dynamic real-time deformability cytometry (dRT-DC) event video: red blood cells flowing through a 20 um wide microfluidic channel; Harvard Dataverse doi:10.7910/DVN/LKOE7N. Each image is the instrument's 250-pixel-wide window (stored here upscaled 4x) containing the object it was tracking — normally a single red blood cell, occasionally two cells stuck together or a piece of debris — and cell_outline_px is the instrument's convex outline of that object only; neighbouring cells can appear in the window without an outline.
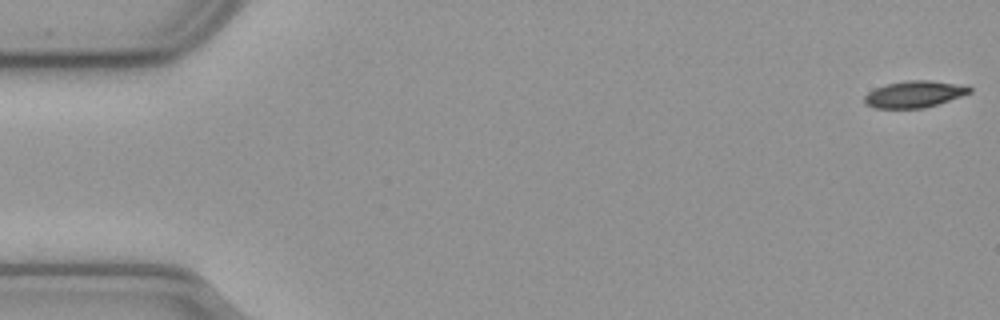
{"species": "common noctule bat (a hibernating species)", "species_latin": "Nyctalus noctula", "temperature_condition": "cold", "stored_images_in_passage": 56, "camera_frame_rate_fps": 3000, "um_per_image_px": 0.085, "animal": {"sex": "male", "body_mass_g": 23.1, "forearm_length_mm": 52.7}, "frame": {"image": 1, "passage_image": 1, "time_ms": 0.0, "image_size_px": [1000, 320], "cell_outline_px": [[972, 92], [924, 108], [876, 108], [868, 104], [864, 100], [864, 96], [868, 92], [876, 88], [888, 84], [904, 80], [928, 80], [968, 84], [972, 88]], "centroid_in_image_um": [77.78, 7.98], "position_along_channel_um": 7.2, "area_um2": 16.3}}
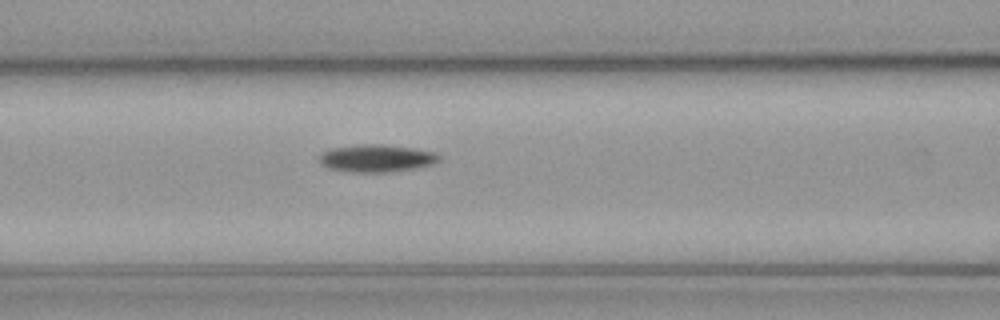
{"frame": {"image": 2, "passage_image": 23, "time_ms": 7.333, "image_size_px": [1000, 320], "cell_outline_px": [[440, 160], [432, 164], [412, 168], [388, 172], [352, 172], [332, 168], [324, 164], [320, 160], [320, 156], [324, 152], [332, 148], [356, 144], [384, 144], [412, 148], [436, 152], [440, 156]], "centroid_in_image_um": [32.05, 13.43], "position_along_channel_um": 134.6, "area_um2": 18.84}}
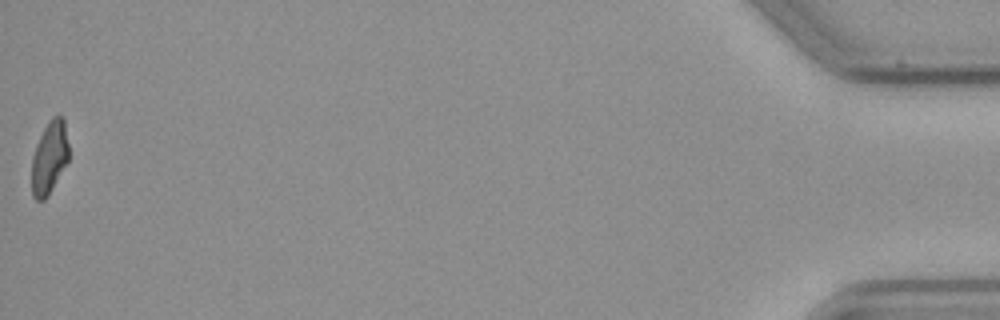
{"frame": {"image": 3, "passage_image": 56, "time_ms": 18.333, "image_size_px": [1000, 320], "cell_outline_px": [[68, 160], [48, 196], [44, 200], [36, 200], [32, 196], [32, 156], [36, 144], [48, 120], [52, 116], [60, 112], [64, 120], [68, 144]], "centroid_in_image_um": [4.19, 13.36], "position_along_channel_um": 431.0, "area_um2": 15.78}, "authors_computed_cell_mechanics": {"area_um2": 17.1955, "velocity_mm_per_s": 3.6739, "shape_relaxation_time_tau1_ms": 6.0314, "shape_relaxation_time_tau2_ms": null, "deformation_change_tau1": 0.1253, "deformation_change_tau2": null}}